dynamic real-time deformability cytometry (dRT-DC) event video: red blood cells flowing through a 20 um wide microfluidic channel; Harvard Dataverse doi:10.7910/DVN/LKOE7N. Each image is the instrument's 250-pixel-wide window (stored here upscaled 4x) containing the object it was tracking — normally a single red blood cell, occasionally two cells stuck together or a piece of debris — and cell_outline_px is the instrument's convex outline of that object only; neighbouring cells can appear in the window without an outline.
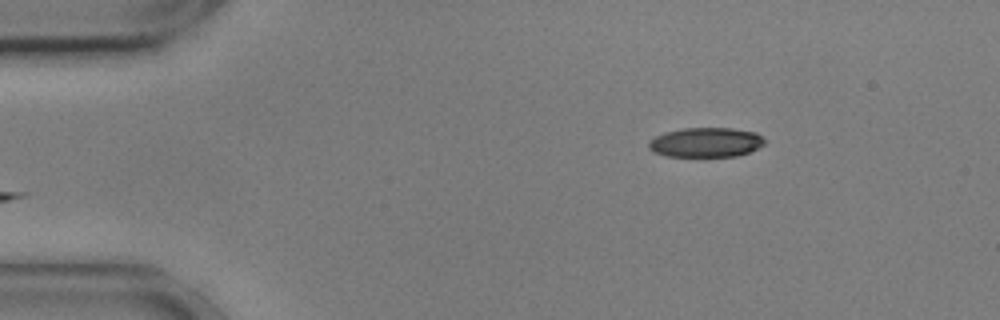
{"species": "common noctule bat (a hibernating species)", "species_latin": "Nyctalus noctula", "temperature_condition": "cold", "stored_images_in_passage": 40, "camera_frame_rate_fps": 3000, "um_per_image_px": 0.085, "animal": {"sex": "male", "body_mass_g": 17.9, "forearm_length_mm": 54.2}, "frame": {"image": 1, "passage_image": 1, "time_ms": 0.0, "image_size_px": [1000, 320], "cell_outline_px": [[764, 144], [748, 152], [736, 156], [664, 156], [652, 152], [648, 148], [648, 140], [664, 132], [684, 128], [732, 128], [756, 132], [764, 140]], "centroid_in_image_um": [59.93, 12.1], "position_along_channel_um": 25.1, "area_um2": 20.0}}
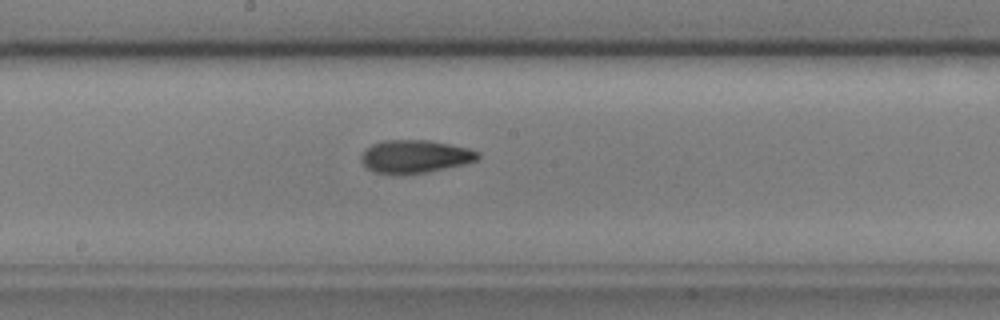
{"frame": {"image": 2, "passage_image": 22, "time_ms": 7.0, "image_size_px": [1000, 320], "cell_outline_px": [[480, 156], [476, 160], [464, 164], [428, 172], [404, 176], [400, 176], [372, 172], [360, 160], [360, 156], [372, 144], [384, 140], [428, 140], [468, 148], [480, 152]], "centroid_in_image_um": [35.25, 13.33], "position_along_channel_um": 212.9, "area_um2": 22.72}}
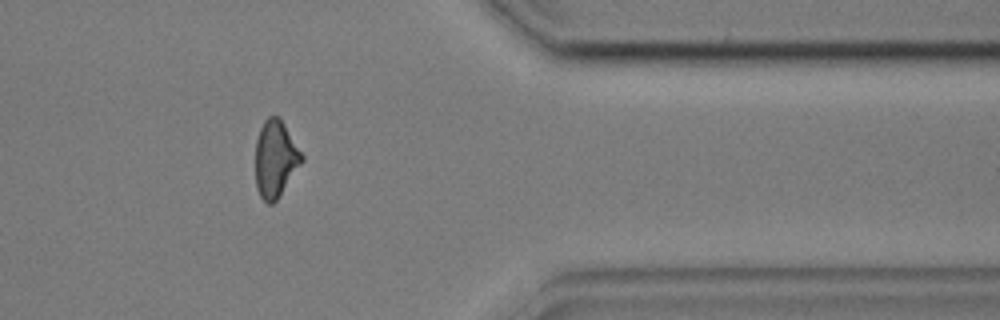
{"frame": {"image": 3, "passage_image": 38, "time_ms": 12.333, "image_size_px": [1000, 320], "cell_outline_px": [[304, 160], [276, 200], [272, 204], [268, 204], [260, 196], [256, 188], [256, 140], [260, 128], [264, 120], [268, 116], [280, 116], [304, 156]], "centroid_in_image_um": [23.41, 13.47], "position_along_channel_um": 388.0, "area_um2": 20.75}, "authors_computed_cell_mechanics": {"area_um2": 21.6461, "velocity_mm_per_s": 3.6101, "shape_relaxation_time_tau1_ms": 4.0329, "shape_relaxation_time_tau2_ms": 4.3111, "deformation_change_tau1": 0.1387, "deformation_change_tau2": 0.1139}}